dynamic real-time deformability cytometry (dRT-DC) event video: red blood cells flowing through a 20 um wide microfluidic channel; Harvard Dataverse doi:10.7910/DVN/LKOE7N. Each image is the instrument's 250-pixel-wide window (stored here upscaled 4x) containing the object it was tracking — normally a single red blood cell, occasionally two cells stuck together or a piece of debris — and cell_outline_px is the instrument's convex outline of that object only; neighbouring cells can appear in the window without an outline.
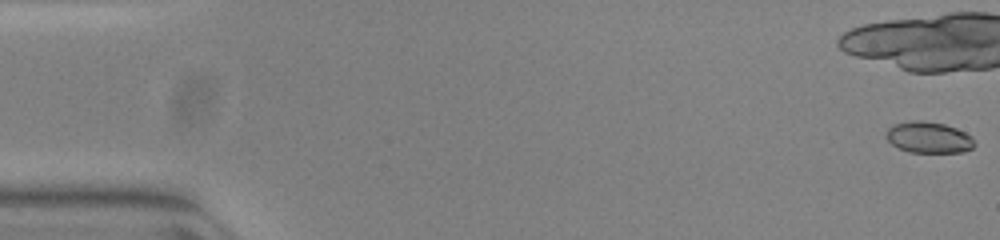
{"species": "common noctule bat (a hibernating species)", "species_latin": "Nyctalus noctula", "temperature_condition": "warm", "stored_images_in_passage": 32, "camera_frame_rate_fps": 3000, "um_per_image_px": 0.085, "animal": {"sex": "female", "body_mass_g": 23.0, "forearm_length_mm": 53.4}, "frame": {"image": 1, "passage_image": 1, "time_ms": 0.0, "image_size_px": [1000, 240], "cell_outline_px": [[976, 144], [972, 148], [964, 152], [908, 152], [892, 144], [884, 136], [888, 128], [892, 124], [912, 120], [924, 120], [944, 124], [956, 128], [972, 136]], "centroid_in_image_um": [78.93, 11.67], "position_along_channel_um": 6.1, "area_um2": 16.24}}